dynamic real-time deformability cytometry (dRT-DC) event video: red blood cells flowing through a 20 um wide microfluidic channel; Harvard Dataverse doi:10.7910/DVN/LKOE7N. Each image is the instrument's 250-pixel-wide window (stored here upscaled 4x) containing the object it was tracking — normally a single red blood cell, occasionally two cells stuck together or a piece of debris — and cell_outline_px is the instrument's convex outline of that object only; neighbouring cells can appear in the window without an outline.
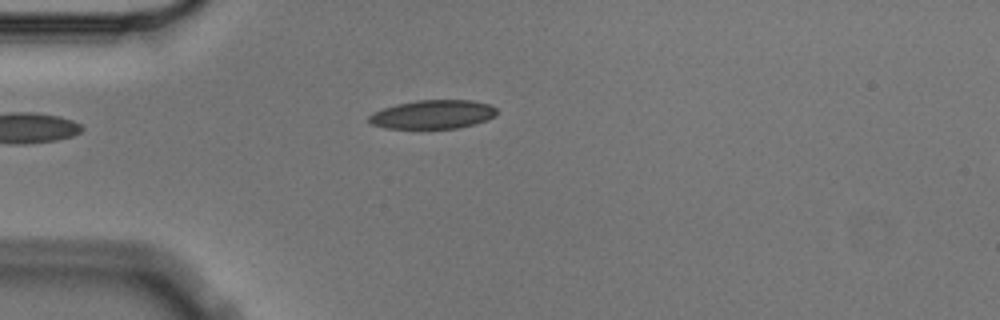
{"species": "Egyptian fruit bat (a non-hibernating species)", "species_latin": "Rousettus aegyptiacus", "temperature_condition": "cold", "stored_images_in_passage": 5, "camera_frame_rate_fps": 3000, "um_per_image_px": 0.085, "animal": {"sex": "male"}, "frame": {"image": 1, "passage_image": 5, "time_ms": 1.333, "image_size_px": [1000, 320], "cell_outline_px": [[496, 116], [488, 120], [456, 128], [384, 128], [372, 124], [368, 120], [368, 116], [372, 112], [396, 104], [416, 100], [472, 100], [492, 104], [496, 108]], "centroid_in_image_um": [36.8, 9.71], "position_along_channel_um": 48.2, "area_um2": 21.5}}